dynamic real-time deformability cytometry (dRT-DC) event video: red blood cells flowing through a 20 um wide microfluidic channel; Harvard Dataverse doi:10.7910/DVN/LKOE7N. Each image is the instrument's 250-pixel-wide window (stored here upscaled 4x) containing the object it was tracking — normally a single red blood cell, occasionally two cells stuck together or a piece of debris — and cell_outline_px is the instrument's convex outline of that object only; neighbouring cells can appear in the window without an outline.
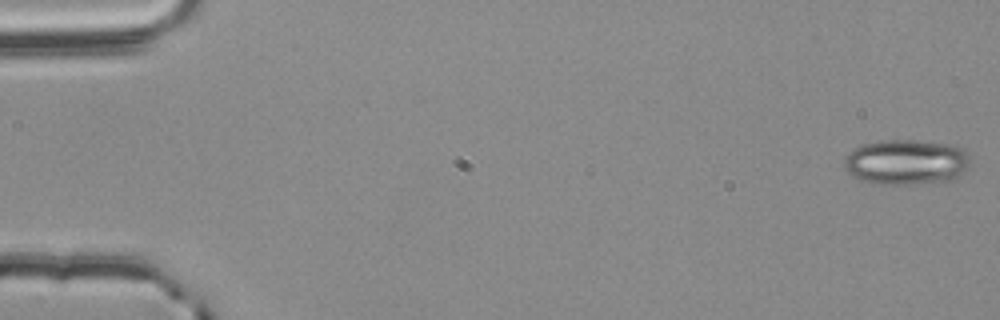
{"species": "common noctule bat (a hibernating species)", "species_latin": "Nyctalus noctula", "temperature_condition": "room temperature", "stored_images_in_passage": 14, "camera_frame_rate_fps": 3000, "um_per_image_px": 0.085, "animal": {"sex": "male", "body_mass_g": 20.4}, "frame": {"image": 1, "passage_image": 1, "time_ms": 0.0, "image_size_px": [1000, 320], "cell_outline_px": [[968, 168], [964, 172], [952, 180], [908, 184], [880, 184], [864, 180], [852, 176], [844, 168], [844, 156], [860, 144], [880, 140], [912, 140], [948, 144], [960, 148], [968, 156]], "centroid_in_image_um": [76.98, 13.77], "position_along_channel_um": 8.0, "area_um2": 33.06}}